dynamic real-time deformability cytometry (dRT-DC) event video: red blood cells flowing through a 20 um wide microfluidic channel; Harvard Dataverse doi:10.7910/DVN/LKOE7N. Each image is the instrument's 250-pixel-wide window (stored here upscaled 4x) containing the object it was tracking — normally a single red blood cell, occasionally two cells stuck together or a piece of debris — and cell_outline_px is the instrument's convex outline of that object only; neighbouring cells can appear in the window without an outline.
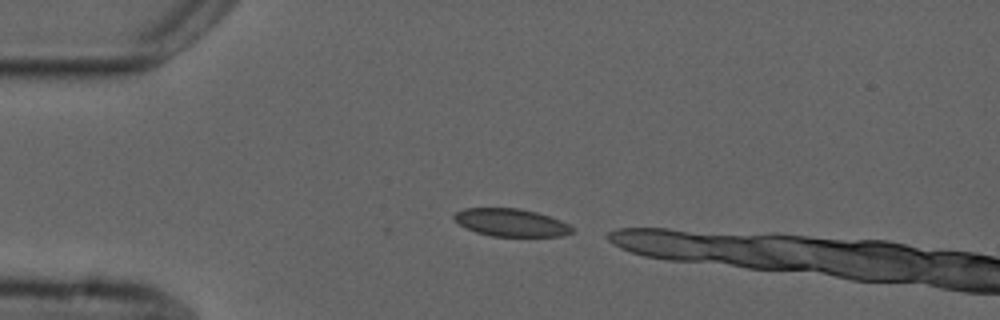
{"species": "common noctule bat (a hibernating species)", "species_latin": "Nyctalus noctula", "temperature_condition": "cold", "stored_images_in_passage": 3, "camera_frame_rate_fps": 3000, "um_per_image_px": 0.085, "animal": {"sex": "male", "forearm_length_mm": 52.5}, "frame": {"image": 1, "passage_image": 1, "time_ms": 0.0, "image_size_px": [1000, 320], "cell_outline_px": [[572, 232], [564, 236], [492, 236], [476, 232], [460, 224], [452, 216], [456, 212], [464, 208], [516, 208], [536, 212], [560, 220], [568, 224], [572, 228]], "centroid_in_image_um": [43.43, 18.91], "position_along_channel_um": 41.6, "area_um2": 18.79}}